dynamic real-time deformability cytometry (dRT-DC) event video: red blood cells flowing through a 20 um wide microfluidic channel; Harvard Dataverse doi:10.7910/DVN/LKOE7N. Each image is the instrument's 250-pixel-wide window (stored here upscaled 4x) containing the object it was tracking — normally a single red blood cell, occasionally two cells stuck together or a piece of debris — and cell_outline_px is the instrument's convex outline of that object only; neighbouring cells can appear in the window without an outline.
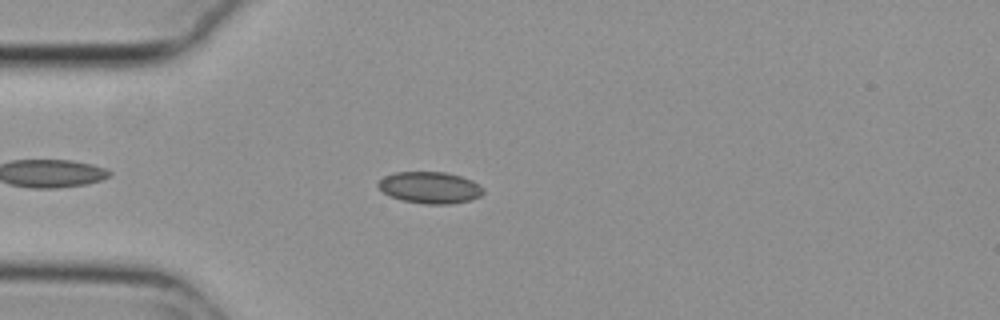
{"species": "common noctule bat (a hibernating species)", "species_latin": "Nyctalus noctula", "temperature_condition": "cold", "stored_images_in_passage": 47, "camera_frame_rate_fps": 3000, "um_per_image_px": 0.085, "animal": {"sex": "female", "body_mass_g": 29.2, "forearm_length_mm": 56.3}, "frame": {"image": 1, "passage_image": 7, "time_ms": 2.0, "image_size_px": [1000, 320], "cell_outline_px": [[484, 192], [480, 196], [472, 200], [452, 204], [424, 204], [400, 200], [388, 196], [376, 184], [384, 176], [396, 172], [444, 172], [460, 176], [472, 180], [484, 188]], "centroid_in_image_um": [36.55, 15.95], "position_along_channel_um": 48.5, "area_um2": 19.54}}
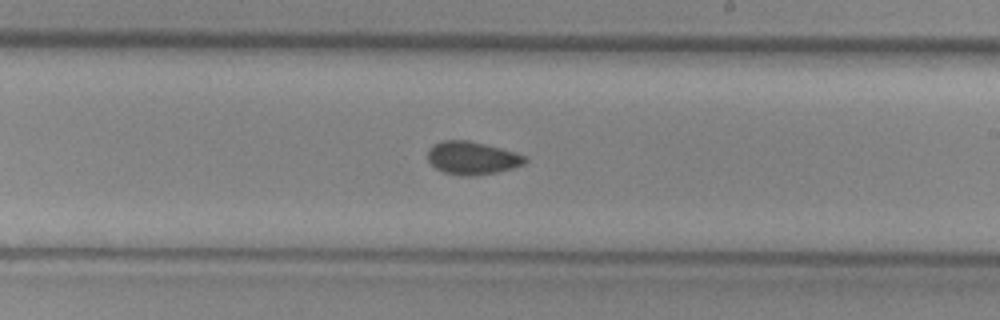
{"frame": {"image": 2, "passage_image": 24, "time_ms": 7.667, "image_size_px": [1000, 320], "cell_outline_px": [[528, 160], [524, 164], [512, 168], [496, 172], [472, 176], [460, 176], [444, 172], [436, 168], [428, 160], [428, 148], [432, 144], [444, 140], [468, 140], [500, 148], [524, 156]], "centroid_in_image_um": [40.09, 13.43], "position_along_channel_um": 248.9, "area_um2": 18.55}}
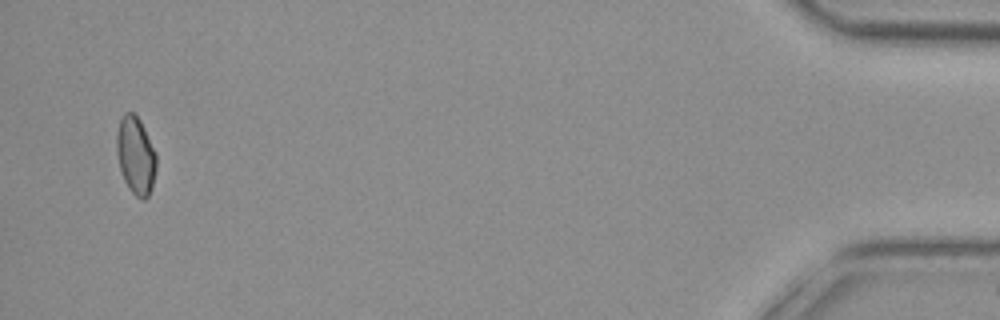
{"frame": {"image": 3, "passage_image": 45, "time_ms": 14.667, "image_size_px": [1000, 320], "cell_outline_px": [[156, 168], [152, 188], [148, 196], [144, 200], [140, 200], [128, 188], [124, 180], [120, 168], [116, 152], [116, 136], [120, 116], [124, 112], [132, 112], [140, 120], [156, 152]], "centroid_in_image_um": [11.53, 13.21], "position_along_channel_um": 423.7, "area_um2": 18.15}, "authors_computed_cell_mechanics": {"area_um2": 18.4382, "velocity_mm_per_s": 3.7709, "shape_relaxation_time_tau1_ms": null, "shape_relaxation_time_tau2_ms": 4.6704, "deformation_change_tau1": null, "deformation_change_tau2": 0.0873}}